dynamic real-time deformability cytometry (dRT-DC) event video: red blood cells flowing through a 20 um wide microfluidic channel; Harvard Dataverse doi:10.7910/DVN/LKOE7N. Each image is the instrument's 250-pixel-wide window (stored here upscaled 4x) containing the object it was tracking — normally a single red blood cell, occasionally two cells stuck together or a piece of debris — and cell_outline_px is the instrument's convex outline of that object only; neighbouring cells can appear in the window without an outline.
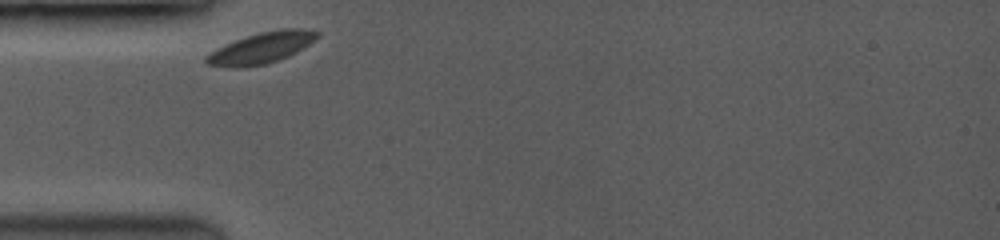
{"species": "common noctule bat (a hibernating species)", "species_latin": "Nyctalus noctula", "temperature_condition": "room temperature", "stored_images_in_passage": 4, "camera_frame_rate_fps": 3500, "um_per_image_px": 0.085, "animal": {"sex": "female", "body_mass_g": 19.0, "forearm_length_mm": 53.3}, "frame": {"image": 1, "passage_image": 1, "time_ms": 0.0, "image_size_px": [1000, 240], "cell_outline_px": [[320, 36], [296, 52], [288, 56], [264, 64], [240, 68], [232, 68], [208, 64], [204, 60], [204, 56], [216, 48], [236, 40], [260, 32], [280, 28], [304, 28], [320, 32]], "centroid_in_image_um": [22.21, 4.06], "position_along_channel_um": 62.8, "area_um2": 20.0}}
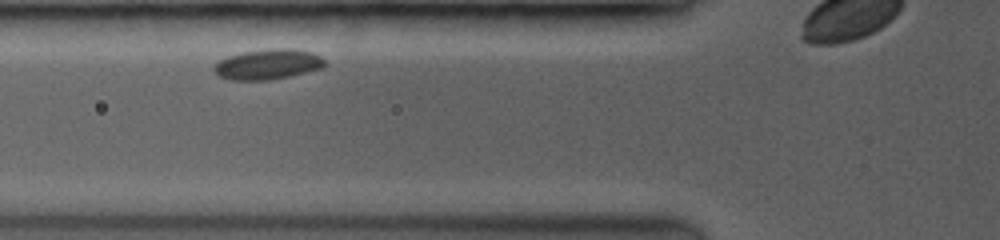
{"frame": {"image": 2, "passage_image": 2, "time_ms": 1.143, "image_size_px": [1000, 240], "cell_outline_px": [[328, 64], [324, 68], [288, 76], [268, 80], [232, 80], [220, 76], [212, 68], [212, 64], [228, 56], [244, 52], [268, 48], [292, 48], [312, 52], [320, 56]], "centroid_in_image_um": [22.79, 5.45], "position_along_channel_um": 103.0, "area_um2": 19.65}}